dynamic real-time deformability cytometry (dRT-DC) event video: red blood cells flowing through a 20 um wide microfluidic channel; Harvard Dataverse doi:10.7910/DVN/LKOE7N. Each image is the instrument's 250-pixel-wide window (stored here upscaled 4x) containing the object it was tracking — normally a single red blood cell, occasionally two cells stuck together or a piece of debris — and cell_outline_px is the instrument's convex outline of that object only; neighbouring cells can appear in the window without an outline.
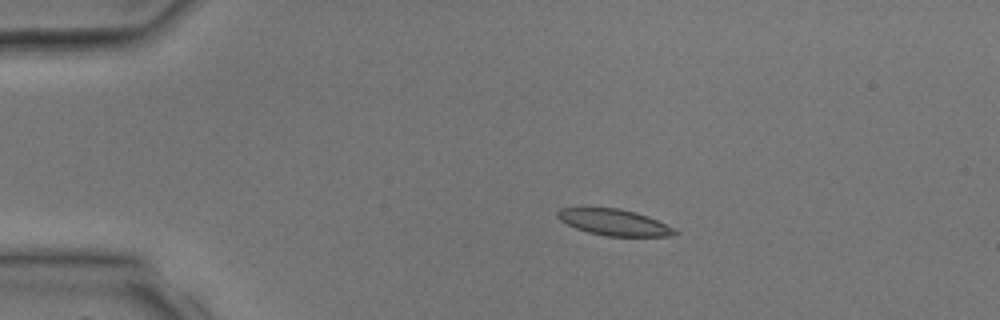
{"species": "common noctule bat (a hibernating species)", "species_latin": "Nyctalus noctula", "temperature_condition": "room temperature", "stored_images_in_passage": 3, "camera_frame_rate_fps": 3000, "um_per_image_px": 0.085, "animal": {"sex": "male", "body_mass_g": 17.9, "forearm_length_mm": 54.2}, "frame": {"image": 1, "passage_image": 2, "time_ms": 2.0, "image_size_px": [1000, 320], "cell_outline_px": [[680, 232], [672, 236], [608, 236], [588, 232], [576, 228], [560, 220], [556, 216], [556, 212], [560, 208], [620, 208], [636, 212], [648, 216], [676, 228]], "centroid_in_image_um": [52.25, 18.9], "position_along_channel_um": 32.8, "area_um2": 17.98}}